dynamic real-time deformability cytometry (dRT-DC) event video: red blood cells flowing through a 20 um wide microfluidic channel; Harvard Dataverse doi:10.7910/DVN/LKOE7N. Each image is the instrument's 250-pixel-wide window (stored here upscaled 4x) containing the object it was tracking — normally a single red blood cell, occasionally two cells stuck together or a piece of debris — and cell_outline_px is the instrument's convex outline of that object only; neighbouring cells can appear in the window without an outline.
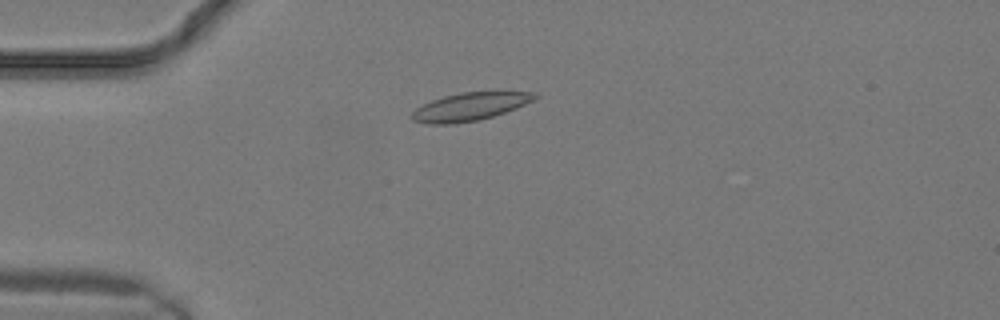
{"species": "common noctule bat (a hibernating species)", "species_latin": "Nyctalus noctula", "temperature_condition": "warm", "stored_images_in_passage": 9, "camera_frame_rate_fps": 3000, "um_per_image_px": 0.085, "animal": {"sex": "male", "body_mass_g": 19.2, "forearm_length_mm": 51.8}, "frame": {"image": 1, "passage_image": 6, "time_ms": 1.667, "image_size_px": [1000, 320], "cell_outline_px": [[540, 96], [516, 108], [480, 120], [452, 124], [428, 124], [412, 120], [412, 112], [416, 108], [432, 100], [444, 96], [460, 92], [496, 88], [536, 92]], "centroid_in_image_um": [40.05, 9.0], "position_along_channel_um": 45.0, "area_um2": 20.92}}
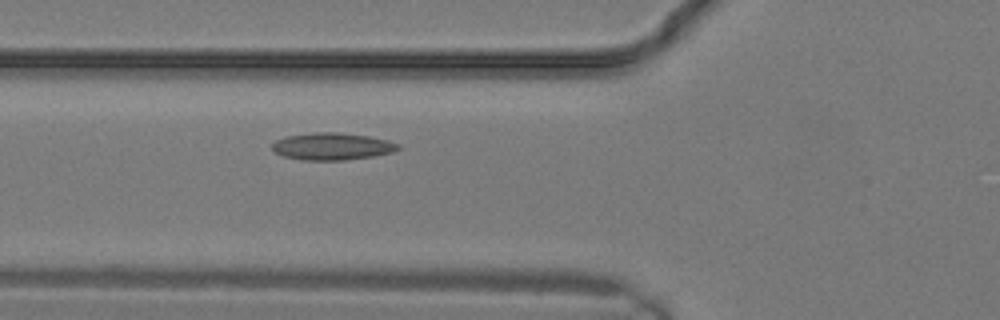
{"frame": {"image": 2, "passage_image": 9, "time_ms": 2.667, "image_size_px": [1000, 320], "cell_outline_px": [[400, 148], [392, 152], [372, 156], [344, 160], [300, 160], [284, 156], [276, 152], [272, 148], [272, 144], [276, 140], [288, 136], [316, 132], [340, 132], [368, 136], [388, 140], [400, 144]], "centroid_in_image_um": [28.25, 12.44], "position_along_channel_um": 97.6, "area_um2": 19.83}}